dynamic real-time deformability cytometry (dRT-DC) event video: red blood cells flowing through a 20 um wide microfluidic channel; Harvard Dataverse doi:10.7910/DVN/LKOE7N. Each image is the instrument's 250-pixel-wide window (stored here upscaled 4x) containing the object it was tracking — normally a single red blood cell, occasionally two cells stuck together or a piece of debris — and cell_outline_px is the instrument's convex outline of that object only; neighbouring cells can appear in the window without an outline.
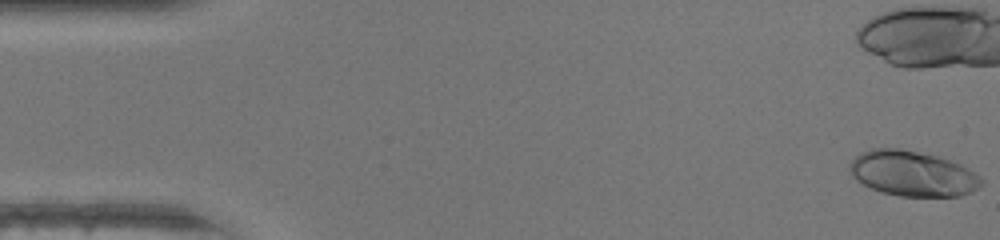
{"species": "human", "species_latin": "Homo sapiens", "temperature_condition": "warm", "stored_images_in_passage": 14, "camera_frame_rate_fps": 3000, "um_per_image_px": 0.085, "donor": {"sex": "female"}, "frame": {"image": 1, "passage_image": 1, "time_ms": 0.0, "image_size_px": [1000, 240], "cell_outline_px": [[984, 184], [960, 196], [900, 196], [880, 192], [856, 180], [852, 176], [848, 168], [848, 164], [860, 152], [872, 148], [900, 148], [936, 156], [960, 164], [968, 168], [980, 176], [984, 180]], "centroid_in_image_um": [77.54, 14.75], "position_along_channel_um": 7.5, "area_um2": 34.74}}